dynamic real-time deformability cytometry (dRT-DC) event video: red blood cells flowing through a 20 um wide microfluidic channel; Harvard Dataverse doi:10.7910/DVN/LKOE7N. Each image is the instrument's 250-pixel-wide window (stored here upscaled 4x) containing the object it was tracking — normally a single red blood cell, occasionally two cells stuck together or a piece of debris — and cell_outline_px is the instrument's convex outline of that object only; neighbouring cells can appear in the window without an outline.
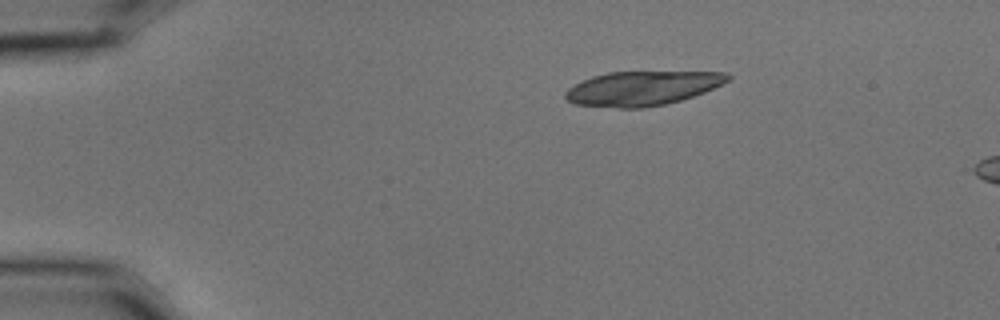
{"species": "common noctule bat (a hibernating species)", "species_latin": "Nyctalus noctula", "temperature_condition": "cold", "stored_images_in_passage": 3, "camera_frame_rate_fps": 3000, "um_per_image_px": 0.085, "animal": {"sex": "male", "body_mass_g": 15.6}, "frame": {"image": 1, "passage_image": 1, "time_ms": 0.0, "image_size_px": [1000, 320], "cell_outline_px": [[732, 80], [704, 92], [680, 100], [664, 104], [644, 108], [620, 108], [576, 104], [568, 100], [564, 96], [564, 92], [568, 88], [592, 76], [608, 72], [728, 72], [732, 76]], "centroid_in_image_um": [54.63, 7.5], "position_along_channel_um": 30.4, "area_um2": 32.37}}